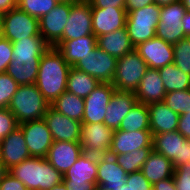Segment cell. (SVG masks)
<instances>
[{"label": "cell", "mask_w": 190, "mask_h": 190, "mask_svg": "<svg viewBox=\"0 0 190 190\" xmlns=\"http://www.w3.org/2000/svg\"><path fill=\"white\" fill-rule=\"evenodd\" d=\"M50 106L61 114L82 122L85 109L84 98L65 91Z\"/></svg>", "instance_id": "4dcf8cb0"}, {"label": "cell", "mask_w": 190, "mask_h": 190, "mask_svg": "<svg viewBox=\"0 0 190 190\" xmlns=\"http://www.w3.org/2000/svg\"><path fill=\"white\" fill-rule=\"evenodd\" d=\"M187 12L182 0H177L161 7L160 20L156 28V37L169 44H176L185 38L182 28V18Z\"/></svg>", "instance_id": "ba28073f"}, {"label": "cell", "mask_w": 190, "mask_h": 190, "mask_svg": "<svg viewBox=\"0 0 190 190\" xmlns=\"http://www.w3.org/2000/svg\"><path fill=\"white\" fill-rule=\"evenodd\" d=\"M182 28L186 37H190V12H186L182 18Z\"/></svg>", "instance_id": "816d5d0a"}, {"label": "cell", "mask_w": 190, "mask_h": 190, "mask_svg": "<svg viewBox=\"0 0 190 190\" xmlns=\"http://www.w3.org/2000/svg\"><path fill=\"white\" fill-rule=\"evenodd\" d=\"M152 149L171 160L174 168L190 162V140L177 130L153 135Z\"/></svg>", "instance_id": "52a82bcc"}, {"label": "cell", "mask_w": 190, "mask_h": 190, "mask_svg": "<svg viewBox=\"0 0 190 190\" xmlns=\"http://www.w3.org/2000/svg\"><path fill=\"white\" fill-rule=\"evenodd\" d=\"M19 84L6 72L0 74V109L8 108Z\"/></svg>", "instance_id": "f35d334b"}, {"label": "cell", "mask_w": 190, "mask_h": 190, "mask_svg": "<svg viewBox=\"0 0 190 190\" xmlns=\"http://www.w3.org/2000/svg\"><path fill=\"white\" fill-rule=\"evenodd\" d=\"M163 103L179 115L188 113L190 111V89L166 93Z\"/></svg>", "instance_id": "8d00e7d4"}, {"label": "cell", "mask_w": 190, "mask_h": 190, "mask_svg": "<svg viewBox=\"0 0 190 190\" xmlns=\"http://www.w3.org/2000/svg\"><path fill=\"white\" fill-rule=\"evenodd\" d=\"M177 131L190 140V111L179 116Z\"/></svg>", "instance_id": "bcb514c9"}, {"label": "cell", "mask_w": 190, "mask_h": 190, "mask_svg": "<svg viewBox=\"0 0 190 190\" xmlns=\"http://www.w3.org/2000/svg\"><path fill=\"white\" fill-rule=\"evenodd\" d=\"M43 118L51 132L53 141L79 142L82 122L61 114L51 106Z\"/></svg>", "instance_id": "9a60e30c"}, {"label": "cell", "mask_w": 190, "mask_h": 190, "mask_svg": "<svg viewBox=\"0 0 190 190\" xmlns=\"http://www.w3.org/2000/svg\"><path fill=\"white\" fill-rule=\"evenodd\" d=\"M92 29L96 37L125 28V8H91Z\"/></svg>", "instance_id": "44dd1931"}, {"label": "cell", "mask_w": 190, "mask_h": 190, "mask_svg": "<svg viewBox=\"0 0 190 190\" xmlns=\"http://www.w3.org/2000/svg\"><path fill=\"white\" fill-rule=\"evenodd\" d=\"M114 131L104 123H82L80 140L83 153L101 156L108 154Z\"/></svg>", "instance_id": "30bf717a"}, {"label": "cell", "mask_w": 190, "mask_h": 190, "mask_svg": "<svg viewBox=\"0 0 190 190\" xmlns=\"http://www.w3.org/2000/svg\"><path fill=\"white\" fill-rule=\"evenodd\" d=\"M177 0H154V3L160 7L167 6Z\"/></svg>", "instance_id": "f5cc1de1"}, {"label": "cell", "mask_w": 190, "mask_h": 190, "mask_svg": "<svg viewBox=\"0 0 190 190\" xmlns=\"http://www.w3.org/2000/svg\"><path fill=\"white\" fill-rule=\"evenodd\" d=\"M153 190H176L174 178L161 180L153 185Z\"/></svg>", "instance_id": "c3c4849f"}, {"label": "cell", "mask_w": 190, "mask_h": 190, "mask_svg": "<svg viewBox=\"0 0 190 190\" xmlns=\"http://www.w3.org/2000/svg\"><path fill=\"white\" fill-rule=\"evenodd\" d=\"M115 91L112 83H99V85L84 98L85 109L82 123H103L107 106Z\"/></svg>", "instance_id": "4fadbf2b"}, {"label": "cell", "mask_w": 190, "mask_h": 190, "mask_svg": "<svg viewBox=\"0 0 190 190\" xmlns=\"http://www.w3.org/2000/svg\"><path fill=\"white\" fill-rule=\"evenodd\" d=\"M49 190H71L70 188H68L64 182H62L59 185L53 186L51 189Z\"/></svg>", "instance_id": "db71d44e"}, {"label": "cell", "mask_w": 190, "mask_h": 190, "mask_svg": "<svg viewBox=\"0 0 190 190\" xmlns=\"http://www.w3.org/2000/svg\"><path fill=\"white\" fill-rule=\"evenodd\" d=\"M49 102L43 97L36 84L19 85L8 109L15 116L17 123L39 120L44 117Z\"/></svg>", "instance_id": "3957f363"}, {"label": "cell", "mask_w": 190, "mask_h": 190, "mask_svg": "<svg viewBox=\"0 0 190 190\" xmlns=\"http://www.w3.org/2000/svg\"><path fill=\"white\" fill-rule=\"evenodd\" d=\"M117 58L98 46L83 57L74 67L95 77L100 83H112L116 72Z\"/></svg>", "instance_id": "9c48e42d"}, {"label": "cell", "mask_w": 190, "mask_h": 190, "mask_svg": "<svg viewBox=\"0 0 190 190\" xmlns=\"http://www.w3.org/2000/svg\"><path fill=\"white\" fill-rule=\"evenodd\" d=\"M41 58H17L10 62L6 73L19 85L35 84Z\"/></svg>", "instance_id": "f1b7e54d"}, {"label": "cell", "mask_w": 190, "mask_h": 190, "mask_svg": "<svg viewBox=\"0 0 190 190\" xmlns=\"http://www.w3.org/2000/svg\"><path fill=\"white\" fill-rule=\"evenodd\" d=\"M158 70L167 93L190 89V75L182 72L174 63Z\"/></svg>", "instance_id": "836d02e7"}, {"label": "cell", "mask_w": 190, "mask_h": 190, "mask_svg": "<svg viewBox=\"0 0 190 190\" xmlns=\"http://www.w3.org/2000/svg\"><path fill=\"white\" fill-rule=\"evenodd\" d=\"M29 158L25 137L19 127L0 141V160L7 170Z\"/></svg>", "instance_id": "e0dca14e"}, {"label": "cell", "mask_w": 190, "mask_h": 190, "mask_svg": "<svg viewBox=\"0 0 190 190\" xmlns=\"http://www.w3.org/2000/svg\"><path fill=\"white\" fill-rule=\"evenodd\" d=\"M116 190H131V189L126 184H124L122 187H118Z\"/></svg>", "instance_id": "680465c9"}, {"label": "cell", "mask_w": 190, "mask_h": 190, "mask_svg": "<svg viewBox=\"0 0 190 190\" xmlns=\"http://www.w3.org/2000/svg\"><path fill=\"white\" fill-rule=\"evenodd\" d=\"M8 172L4 164L0 160V181L4 177V175Z\"/></svg>", "instance_id": "11a10c76"}, {"label": "cell", "mask_w": 190, "mask_h": 190, "mask_svg": "<svg viewBox=\"0 0 190 190\" xmlns=\"http://www.w3.org/2000/svg\"><path fill=\"white\" fill-rule=\"evenodd\" d=\"M126 185L131 190H153V185L145 178L141 171L127 174Z\"/></svg>", "instance_id": "b9f144b4"}, {"label": "cell", "mask_w": 190, "mask_h": 190, "mask_svg": "<svg viewBox=\"0 0 190 190\" xmlns=\"http://www.w3.org/2000/svg\"><path fill=\"white\" fill-rule=\"evenodd\" d=\"M91 8H125L126 0H87Z\"/></svg>", "instance_id": "f6af8a7d"}, {"label": "cell", "mask_w": 190, "mask_h": 190, "mask_svg": "<svg viewBox=\"0 0 190 190\" xmlns=\"http://www.w3.org/2000/svg\"><path fill=\"white\" fill-rule=\"evenodd\" d=\"M127 172L116 162L114 156H98L97 187L103 190H116L126 184Z\"/></svg>", "instance_id": "ffe728a7"}, {"label": "cell", "mask_w": 190, "mask_h": 190, "mask_svg": "<svg viewBox=\"0 0 190 190\" xmlns=\"http://www.w3.org/2000/svg\"><path fill=\"white\" fill-rule=\"evenodd\" d=\"M70 69L56 47L50 46L41 56L35 84L49 104L66 91Z\"/></svg>", "instance_id": "6da1fadb"}, {"label": "cell", "mask_w": 190, "mask_h": 190, "mask_svg": "<svg viewBox=\"0 0 190 190\" xmlns=\"http://www.w3.org/2000/svg\"><path fill=\"white\" fill-rule=\"evenodd\" d=\"M94 35L92 29L91 4L87 0L71 2V11L60 40L79 39Z\"/></svg>", "instance_id": "7c38bea8"}, {"label": "cell", "mask_w": 190, "mask_h": 190, "mask_svg": "<svg viewBox=\"0 0 190 190\" xmlns=\"http://www.w3.org/2000/svg\"><path fill=\"white\" fill-rule=\"evenodd\" d=\"M99 81L87 73L71 67L67 78L66 91L78 97H87L98 85Z\"/></svg>", "instance_id": "1f68e13d"}, {"label": "cell", "mask_w": 190, "mask_h": 190, "mask_svg": "<svg viewBox=\"0 0 190 190\" xmlns=\"http://www.w3.org/2000/svg\"><path fill=\"white\" fill-rule=\"evenodd\" d=\"M13 56L17 58H41V56L49 49L50 45L44 40L41 35L27 37L12 42Z\"/></svg>", "instance_id": "f546056e"}, {"label": "cell", "mask_w": 190, "mask_h": 190, "mask_svg": "<svg viewBox=\"0 0 190 190\" xmlns=\"http://www.w3.org/2000/svg\"><path fill=\"white\" fill-rule=\"evenodd\" d=\"M161 7L155 3L130 11L126 17V29L134 47L156 36Z\"/></svg>", "instance_id": "277c9868"}, {"label": "cell", "mask_w": 190, "mask_h": 190, "mask_svg": "<svg viewBox=\"0 0 190 190\" xmlns=\"http://www.w3.org/2000/svg\"><path fill=\"white\" fill-rule=\"evenodd\" d=\"M97 46L117 59L135 49L126 27L97 37Z\"/></svg>", "instance_id": "83f0119b"}, {"label": "cell", "mask_w": 190, "mask_h": 190, "mask_svg": "<svg viewBox=\"0 0 190 190\" xmlns=\"http://www.w3.org/2000/svg\"><path fill=\"white\" fill-rule=\"evenodd\" d=\"M27 188L49 190L63 182V175L45 158L31 157L8 170Z\"/></svg>", "instance_id": "7a4b0ae2"}, {"label": "cell", "mask_w": 190, "mask_h": 190, "mask_svg": "<svg viewBox=\"0 0 190 190\" xmlns=\"http://www.w3.org/2000/svg\"><path fill=\"white\" fill-rule=\"evenodd\" d=\"M152 3H154V0H126L125 9L126 12L128 13L130 11L141 9Z\"/></svg>", "instance_id": "7dc6e473"}, {"label": "cell", "mask_w": 190, "mask_h": 190, "mask_svg": "<svg viewBox=\"0 0 190 190\" xmlns=\"http://www.w3.org/2000/svg\"><path fill=\"white\" fill-rule=\"evenodd\" d=\"M82 154L80 142L54 141L45 159L64 175Z\"/></svg>", "instance_id": "ac0fdd59"}, {"label": "cell", "mask_w": 190, "mask_h": 190, "mask_svg": "<svg viewBox=\"0 0 190 190\" xmlns=\"http://www.w3.org/2000/svg\"><path fill=\"white\" fill-rule=\"evenodd\" d=\"M26 186L10 172H7L0 181V190H26Z\"/></svg>", "instance_id": "ee69618b"}, {"label": "cell", "mask_w": 190, "mask_h": 190, "mask_svg": "<svg viewBox=\"0 0 190 190\" xmlns=\"http://www.w3.org/2000/svg\"><path fill=\"white\" fill-rule=\"evenodd\" d=\"M53 47H56L62 54L63 59L74 67L83 57L97 47V37L86 35L79 39L59 40Z\"/></svg>", "instance_id": "d4e9b609"}, {"label": "cell", "mask_w": 190, "mask_h": 190, "mask_svg": "<svg viewBox=\"0 0 190 190\" xmlns=\"http://www.w3.org/2000/svg\"><path fill=\"white\" fill-rule=\"evenodd\" d=\"M71 190H96L94 183L86 182L85 184H65Z\"/></svg>", "instance_id": "f907efd6"}, {"label": "cell", "mask_w": 190, "mask_h": 190, "mask_svg": "<svg viewBox=\"0 0 190 190\" xmlns=\"http://www.w3.org/2000/svg\"><path fill=\"white\" fill-rule=\"evenodd\" d=\"M151 131H114L109 155H123L140 148L152 147Z\"/></svg>", "instance_id": "d6986e66"}, {"label": "cell", "mask_w": 190, "mask_h": 190, "mask_svg": "<svg viewBox=\"0 0 190 190\" xmlns=\"http://www.w3.org/2000/svg\"><path fill=\"white\" fill-rule=\"evenodd\" d=\"M134 92L115 91L107 106L104 124L113 131L119 130L120 123L136 104Z\"/></svg>", "instance_id": "7402d4cb"}, {"label": "cell", "mask_w": 190, "mask_h": 190, "mask_svg": "<svg viewBox=\"0 0 190 190\" xmlns=\"http://www.w3.org/2000/svg\"><path fill=\"white\" fill-rule=\"evenodd\" d=\"M0 35L10 42L40 35L39 19L18 7L0 16Z\"/></svg>", "instance_id": "8992f818"}, {"label": "cell", "mask_w": 190, "mask_h": 190, "mask_svg": "<svg viewBox=\"0 0 190 190\" xmlns=\"http://www.w3.org/2000/svg\"><path fill=\"white\" fill-rule=\"evenodd\" d=\"M137 102L149 105L163 102L166 90L158 69L148 68L134 92Z\"/></svg>", "instance_id": "603a6c76"}, {"label": "cell", "mask_w": 190, "mask_h": 190, "mask_svg": "<svg viewBox=\"0 0 190 190\" xmlns=\"http://www.w3.org/2000/svg\"><path fill=\"white\" fill-rule=\"evenodd\" d=\"M147 106L152 135L177 130L179 114L172 111L163 102L152 103Z\"/></svg>", "instance_id": "484cf974"}, {"label": "cell", "mask_w": 190, "mask_h": 190, "mask_svg": "<svg viewBox=\"0 0 190 190\" xmlns=\"http://www.w3.org/2000/svg\"><path fill=\"white\" fill-rule=\"evenodd\" d=\"M183 5L185 6L186 10L190 12V0H182Z\"/></svg>", "instance_id": "9f6ffc18"}, {"label": "cell", "mask_w": 190, "mask_h": 190, "mask_svg": "<svg viewBox=\"0 0 190 190\" xmlns=\"http://www.w3.org/2000/svg\"><path fill=\"white\" fill-rule=\"evenodd\" d=\"M70 11L71 3H58L39 19V33L50 46H54L62 38Z\"/></svg>", "instance_id": "5bb4252c"}, {"label": "cell", "mask_w": 190, "mask_h": 190, "mask_svg": "<svg viewBox=\"0 0 190 190\" xmlns=\"http://www.w3.org/2000/svg\"><path fill=\"white\" fill-rule=\"evenodd\" d=\"M173 63L182 72L190 75V37H185L173 45Z\"/></svg>", "instance_id": "74e56055"}, {"label": "cell", "mask_w": 190, "mask_h": 190, "mask_svg": "<svg viewBox=\"0 0 190 190\" xmlns=\"http://www.w3.org/2000/svg\"><path fill=\"white\" fill-rule=\"evenodd\" d=\"M147 69L146 62L135 49L118 58L115 76L112 80L115 90L135 92Z\"/></svg>", "instance_id": "5b68a950"}, {"label": "cell", "mask_w": 190, "mask_h": 190, "mask_svg": "<svg viewBox=\"0 0 190 190\" xmlns=\"http://www.w3.org/2000/svg\"><path fill=\"white\" fill-rule=\"evenodd\" d=\"M13 44L0 35V74L6 72L7 67L13 60Z\"/></svg>", "instance_id": "7bdbcfd3"}, {"label": "cell", "mask_w": 190, "mask_h": 190, "mask_svg": "<svg viewBox=\"0 0 190 190\" xmlns=\"http://www.w3.org/2000/svg\"><path fill=\"white\" fill-rule=\"evenodd\" d=\"M119 130L122 131H150V118L148 106L136 102L130 112L120 123Z\"/></svg>", "instance_id": "d6a6232c"}, {"label": "cell", "mask_w": 190, "mask_h": 190, "mask_svg": "<svg viewBox=\"0 0 190 190\" xmlns=\"http://www.w3.org/2000/svg\"><path fill=\"white\" fill-rule=\"evenodd\" d=\"M98 156L83 153L63 175L65 184L94 183L97 186Z\"/></svg>", "instance_id": "cb8c5ba5"}, {"label": "cell", "mask_w": 190, "mask_h": 190, "mask_svg": "<svg viewBox=\"0 0 190 190\" xmlns=\"http://www.w3.org/2000/svg\"><path fill=\"white\" fill-rule=\"evenodd\" d=\"M176 190H190V162L174 168Z\"/></svg>", "instance_id": "60d3db41"}, {"label": "cell", "mask_w": 190, "mask_h": 190, "mask_svg": "<svg viewBox=\"0 0 190 190\" xmlns=\"http://www.w3.org/2000/svg\"><path fill=\"white\" fill-rule=\"evenodd\" d=\"M58 3H71V2H76V1H79V0H57Z\"/></svg>", "instance_id": "6f0895ef"}, {"label": "cell", "mask_w": 190, "mask_h": 190, "mask_svg": "<svg viewBox=\"0 0 190 190\" xmlns=\"http://www.w3.org/2000/svg\"><path fill=\"white\" fill-rule=\"evenodd\" d=\"M18 127L24 134L30 156L45 158L54 141L44 118L21 123Z\"/></svg>", "instance_id": "8fae6325"}, {"label": "cell", "mask_w": 190, "mask_h": 190, "mask_svg": "<svg viewBox=\"0 0 190 190\" xmlns=\"http://www.w3.org/2000/svg\"><path fill=\"white\" fill-rule=\"evenodd\" d=\"M141 172L154 185L161 180L173 177L174 167L171 160L152 149L141 168Z\"/></svg>", "instance_id": "4316f807"}, {"label": "cell", "mask_w": 190, "mask_h": 190, "mask_svg": "<svg viewBox=\"0 0 190 190\" xmlns=\"http://www.w3.org/2000/svg\"><path fill=\"white\" fill-rule=\"evenodd\" d=\"M57 0H18L17 7L30 16L40 19L48 14L56 5Z\"/></svg>", "instance_id": "d590c367"}, {"label": "cell", "mask_w": 190, "mask_h": 190, "mask_svg": "<svg viewBox=\"0 0 190 190\" xmlns=\"http://www.w3.org/2000/svg\"><path fill=\"white\" fill-rule=\"evenodd\" d=\"M148 68L159 69L173 63V45L154 37L135 47Z\"/></svg>", "instance_id": "2e32d148"}, {"label": "cell", "mask_w": 190, "mask_h": 190, "mask_svg": "<svg viewBox=\"0 0 190 190\" xmlns=\"http://www.w3.org/2000/svg\"><path fill=\"white\" fill-rule=\"evenodd\" d=\"M151 151L152 147H146L132 151L128 154L111 156H114L116 162L127 172V174H129L141 171V168Z\"/></svg>", "instance_id": "e575fe53"}, {"label": "cell", "mask_w": 190, "mask_h": 190, "mask_svg": "<svg viewBox=\"0 0 190 190\" xmlns=\"http://www.w3.org/2000/svg\"><path fill=\"white\" fill-rule=\"evenodd\" d=\"M17 120L8 109H0V141L18 127Z\"/></svg>", "instance_id": "ab89813d"}, {"label": "cell", "mask_w": 190, "mask_h": 190, "mask_svg": "<svg viewBox=\"0 0 190 190\" xmlns=\"http://www.w3.org/2000/svg\"><path fill=\"white\" fill-rule=\"evenodd\" d=\"M17 7V0H0V16Z\"/></svg>", "instance_id": "681fc988"}]
</instances>
